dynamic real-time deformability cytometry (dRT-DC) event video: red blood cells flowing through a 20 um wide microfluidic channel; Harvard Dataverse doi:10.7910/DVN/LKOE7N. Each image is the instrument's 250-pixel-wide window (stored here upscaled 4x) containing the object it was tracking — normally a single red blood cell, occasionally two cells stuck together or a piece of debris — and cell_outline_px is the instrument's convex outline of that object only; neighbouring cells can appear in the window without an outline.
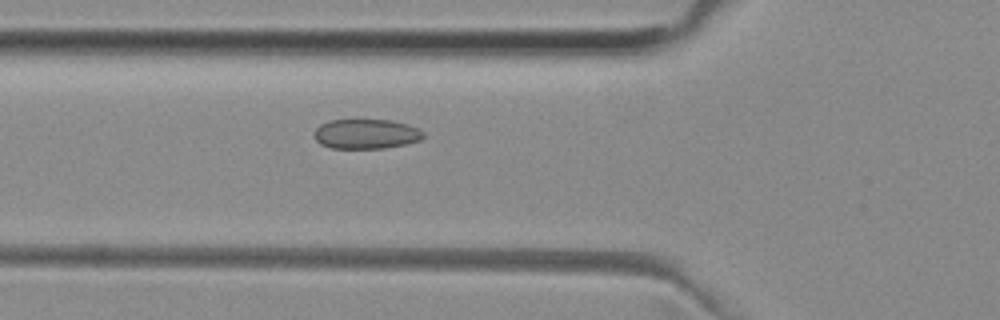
{"species": "common noctule bat (a hibernating species)", "species_latin": "Nyctalus noctula", "temperature_condition": "room temperature", "stored_images_in_passage": 45, "camera_frame_rate_fps": 3000, "um_per_image_px": 0.085, "animal": {"sex": "female", "body_mass_g": 29.2, "forearm_length_mm": 56.3}, "frame": {"image": 1, "passage_image": 16, "time_ms": 5.0, "image_size_px": [1000, 320], "cell_outline_px": [[424, 136], [420, 140], [404, 144], [384, 148], [332, 148], [320, 144], [312, 136], [316, 128], [320, 124], [328, 120], [356, 116], [392, 120], [408, 124], [424, 132]], "centroid_in_image_um": [31.05, 11.32], "position_along_channel_um": 94.7, "area_um2": 19.88}}
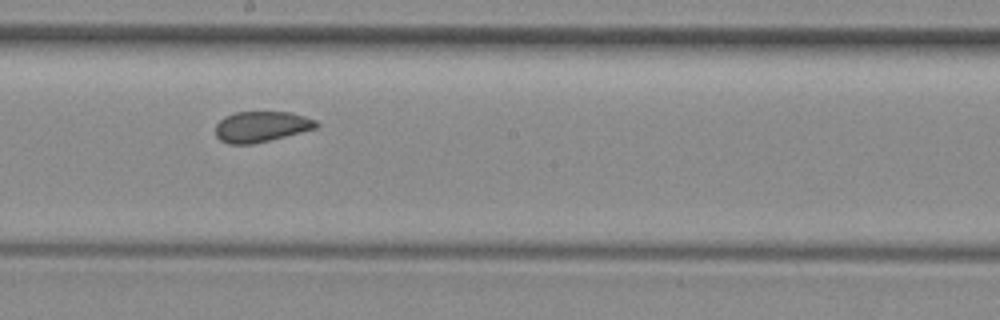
{"frame": {"image": 2, "passage_image": 26, "time_ms": 8.333, "image_size_px": [1000, 320], "cell_outline_px": [[320, 124], [316, 128], [252, 144], [228, 144], [220, 140], [216, 136], [216, 124], [224, 116], [232, 112], [288, 112], [304, 116], [316, 120]], "centroid_in_image_um": [22.18, 10.75], "position_along_channel_um": 226.0, "area_um2": 17.92}}
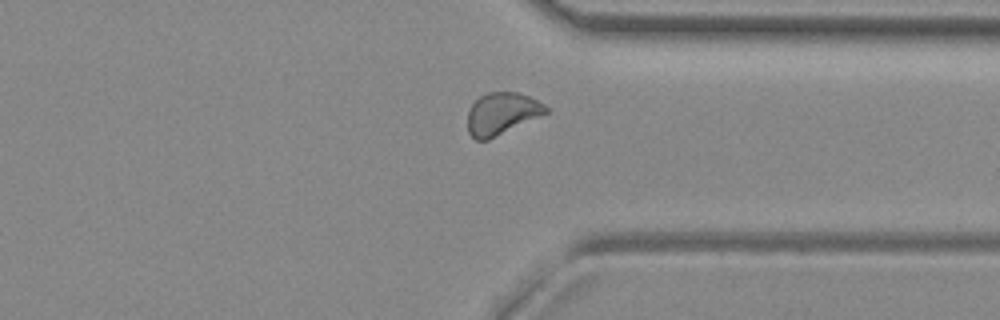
{"frame": {"image": 3, "passage_image": 37, "time_ms": 12.0, "image_size_px": [1000, 320], "cell_outline_px": [[548, 112], [488, 140], [476, 140], [468, 132], [468, 112], [472, 104], [480, 96], [488, 92], [516, 92], [528, 96], [544, 104], [548, 108]], "centroid_in_image_um": [42.63, 9.65], "position_along_channel_um": 368.8, "area_um2": 18.9}}